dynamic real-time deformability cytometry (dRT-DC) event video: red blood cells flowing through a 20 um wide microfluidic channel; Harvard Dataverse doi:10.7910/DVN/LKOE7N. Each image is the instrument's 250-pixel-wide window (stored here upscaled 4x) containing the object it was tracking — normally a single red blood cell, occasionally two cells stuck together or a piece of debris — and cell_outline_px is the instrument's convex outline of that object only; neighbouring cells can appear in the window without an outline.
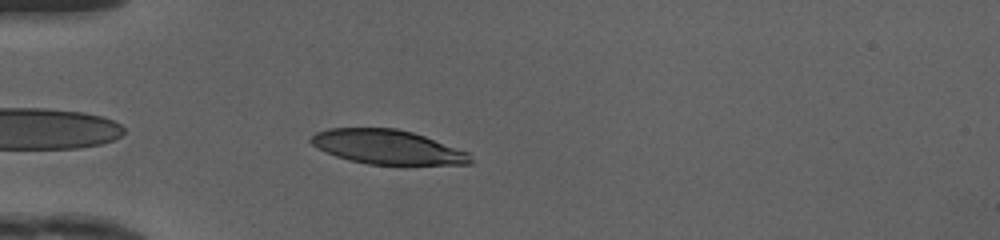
{"species": "human", "species_latin": "Homo sapiens", "temperature_condition": "cold", "stored_images_in_passage": 36, "camera_frame_rate_fps": 3000, "um_per_image_px": 0.085, "donor": {"sex": "female"}, "frame": {"image": 1, "passage_image": 2, "time_ms": 0.333, "image_size_px": [1000, 240], "cell_outline_px": [[472, 164], [404, 168], [368, 164], [348, 160], [336, 156], [316, 148], [308, 140], [316, 132], [328, 128], [396, 128], [412, 132], [424, 136], [468, 152], [472, 160]], "centroid_in_image_um": [32.99, 12.56], "position_along_channel_um": 52.0, "area_um2": 33.18}}
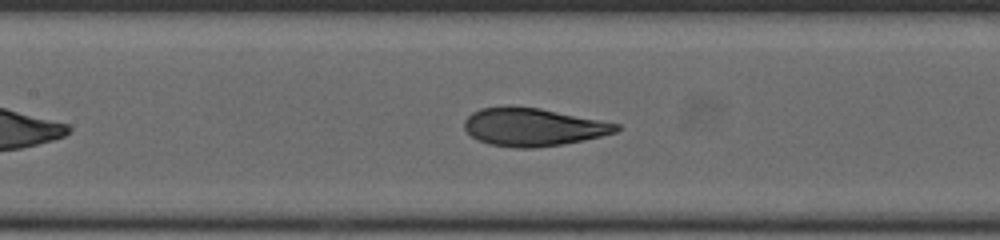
{"frame": {"image": 2, "passage_image": 11, "time_ms": 3.333, "image_size_px": [1000, 240], "cell_outline_px": [[620, 128], [616, 132], [584, 140], [536, 148], [516, 148], [488, 144], [472, 136], [464, 128], [464, 120], [472, 112], [480, 108], [540, 108], [620, 124]], "centroid_in_image_um": [45.32, 10.82], "position_along_channel_um": 162.1, "area_um2": 32.95}}
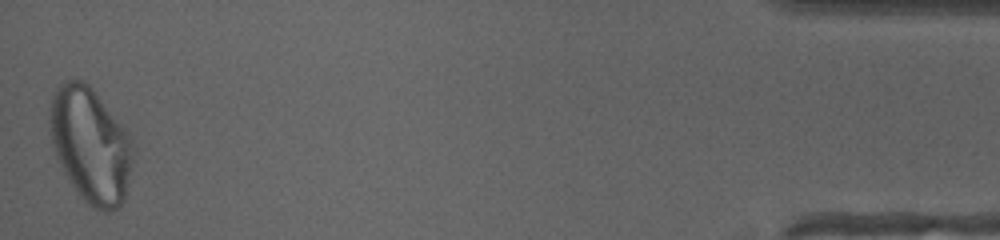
{"frame": {"image": 3, "passage_image": 36, "time_ms": 11.667, "image_size_px": [1000, 240], "cell_outline_px": [[136, 152], [124, 200], [116, 208], [108, 212], [104, 212], [92, 208], [76, 192], [68, 180], [56, 156], [52, 140], [52, 96], [56, 88], [60, 84], [68, 80], [84, 80], [92, 88], [132, 136], [136, 144]], "centroid_in_image_um": [7.78, 12.37], "position_along_channel_um": 427.4, "area_um2": 55.83}, "authors_computed_cell_mechanics": {"area_um2": 34.391, "velocity_mm_per_s": 4.1854, "shape_relaxation_time_tau1_ms": 3.2535, "shape_relaxation_time_tau2_ms": null, "deformation_change_tau1": 0.1897, "deformation_change_tau2": null}}